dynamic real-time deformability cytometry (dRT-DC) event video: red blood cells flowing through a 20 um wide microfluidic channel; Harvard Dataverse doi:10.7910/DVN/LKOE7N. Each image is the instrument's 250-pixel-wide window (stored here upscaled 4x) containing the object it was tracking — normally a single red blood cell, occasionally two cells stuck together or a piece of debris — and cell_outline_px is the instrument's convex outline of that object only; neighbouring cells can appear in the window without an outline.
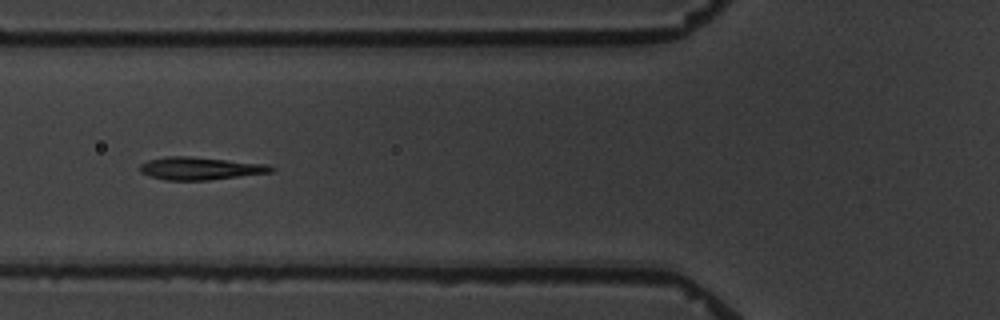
{"species": "common noctule bat (a hibernating species)", "species_latin": "Nyctalus noctula", "temperature_condition": "warm", "stored_images_in_passage": 7, "camera_frame_rate_fps": 3000, "um_per_image_px": 0.085, "animal": {"sex": "male", "body_mass_g": 19.5, "forearm_length_mm": 54.6}, "frame": {"image": 1, "passage_image": 6, "time_ms": 6.0, "image_size_px": [1000, 320], "cell_outline_px": [[276, 168], [272, 172], [208, 180], [164, 180], [148, 176], [140, 172], [140, 164], [148, 160], [164, 156], [188, 156], [268, 164]], "centroid_in_image_um": [16.98, 14.31], "position_along_channel_um": 108.8, "area_um2": 17.4}}
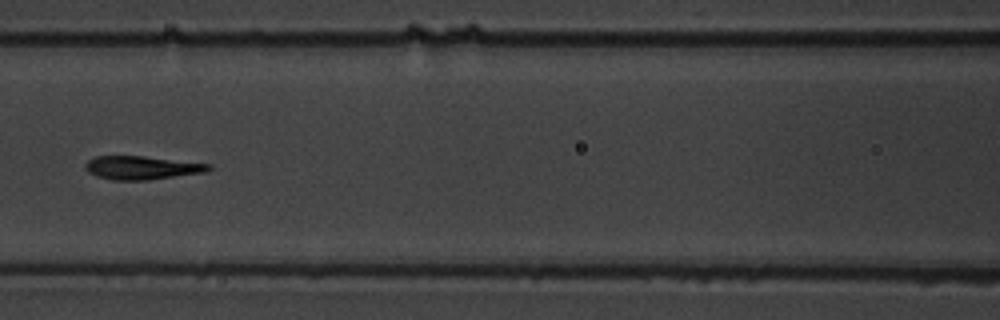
{"frame": {"image": 2, "passage_image": 7, "time_ms": 7.333, "image_size_px": [1000, 320], "cell_outline_px": [[212, 168], [204, 172], [148, 180], [112, 180], [96, 176], [88, 172], [84, 168], [84, 164], [88, 160], [96, 156], [144, 156], [212, 164]], "centroid_in_image_um": [12.02, 14.25], "position_along_channel_um": 154.6, "area_um2": 16.88}}